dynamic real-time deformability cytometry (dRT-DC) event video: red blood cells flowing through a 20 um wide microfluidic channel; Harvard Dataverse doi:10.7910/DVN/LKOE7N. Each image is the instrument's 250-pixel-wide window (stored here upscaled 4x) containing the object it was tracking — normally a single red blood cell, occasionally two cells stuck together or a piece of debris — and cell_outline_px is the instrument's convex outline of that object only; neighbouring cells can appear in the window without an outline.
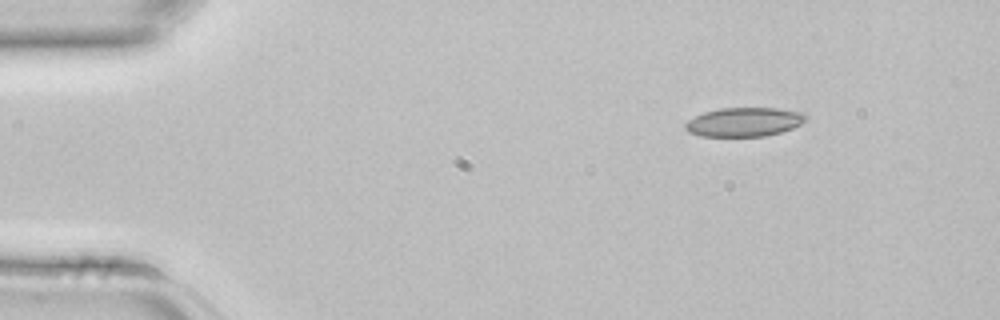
{"species": "common noctule bat (a hibernating species)", "species_latin": "Nyctalus noctula", "temperature_condition": "room temperature", "stored_images_in_passage": 4, "camera_frame_rate_fps": 3000, "um_per_image_px": 0.085, "animal": {"sex": "female", "body_mass_g": 22.7, "forearm_length_mm": 54.2}, "frame": {"image": 1, "passage_image": 1, "time_ms": 0.0, "image_size_px": [1000, 320], "cell_outline_px": [[808, 120], [792, 128], [780, 132], [764, 136], [700, 136], [688, 132], [684, 128], [684, 124], [688, 120], [704, 112], [720, 108], [776, 108], [804, 112], [808, 116]], "centroid_in_image_um": [63.27, 10.36], "position_along_channel_um": 21.7, "area_um2": 20.46}}
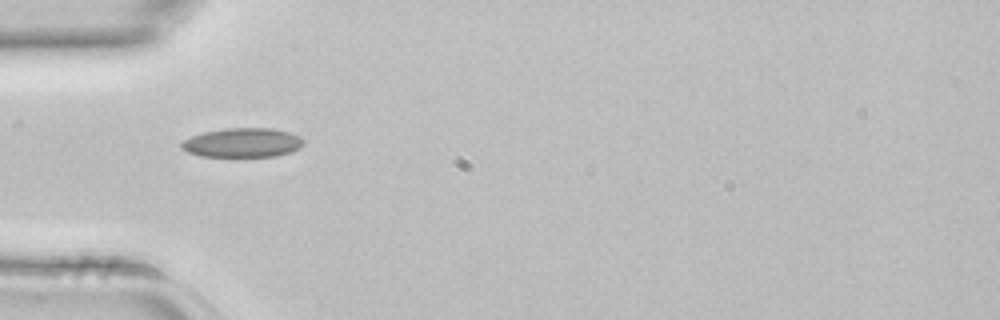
{"frame": {"image": 2, "passage_image": 3, "time_ms": 0.667, "image_size_px": [1000, 320], "cell_outline_px": [[304, 144], [300, 148], [292, 152], [276, 156], [200, 156], [188, 152], [180, 148], [180, 144], [184, 140], [192, 136], [204, 132], [224, 128], [272, 128], [288, 132], [300, 136], [304, 140]], "centroid_in_image_um": [20.64, 12.12], "position_along_channel_um": 64.4, "area_um2": 20.87}}